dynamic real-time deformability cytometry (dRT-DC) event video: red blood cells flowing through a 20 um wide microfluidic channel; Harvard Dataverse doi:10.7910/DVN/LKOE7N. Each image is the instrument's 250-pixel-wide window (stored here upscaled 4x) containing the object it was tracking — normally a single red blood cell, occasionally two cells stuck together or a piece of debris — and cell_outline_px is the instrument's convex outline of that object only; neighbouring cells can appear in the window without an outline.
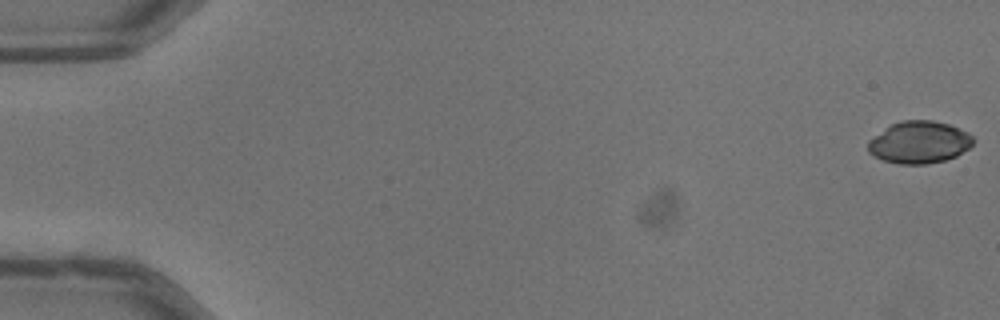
{"species": "common noctule bat (a hibernating species)", "species_latin": "Nyctalus noctula", "temperature_condition": "warm", "stored_images_in_passage": 17, "camera_frame_rate_fps": 3000, "um_per_image_px": 0.085, "animal": {"sex": "male", "body_mass_g": 13.3}, "frame": {"image": 1, "passage_image": 1, "time_ms": 0.0, "image_size_px": [1000, 320], "cell_outline_px": [[976, 140], [968, 148], [956, 156], [944, 160], [924, 164], [900, 164], [884, 160], [868, 152], [868, 140], [892, 124], [900, 120], [932, 120], [948, 124], [968, 132]], "centroid_in_image_um": [78.15, 12.09], "position_along_channel_um": 6.9, "area_um2": 25.66}}
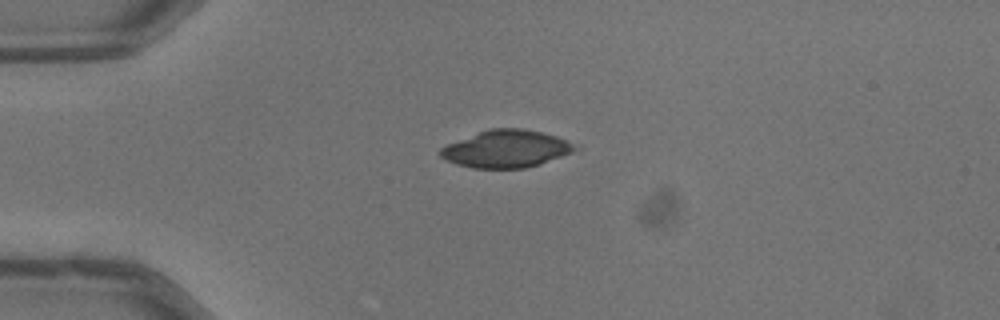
{"frame": {"image": 2, "passage_image": 14, "time_ms": 4.333, "image_size_px": [1000, 320], "cell_outline_px": [[580, 148], [572, 152], [540, 164], [524, 168], [472, 168], [456, 164], [444, 160], [440, 156], [440, 148], [448, 144], [488, 128], [524, 128], [544, 132], [580, 144]], "centroid_in_image_um": [43.07, 12.64], "position_along_channel_um": 41.9, "area_um2": 29.59}}